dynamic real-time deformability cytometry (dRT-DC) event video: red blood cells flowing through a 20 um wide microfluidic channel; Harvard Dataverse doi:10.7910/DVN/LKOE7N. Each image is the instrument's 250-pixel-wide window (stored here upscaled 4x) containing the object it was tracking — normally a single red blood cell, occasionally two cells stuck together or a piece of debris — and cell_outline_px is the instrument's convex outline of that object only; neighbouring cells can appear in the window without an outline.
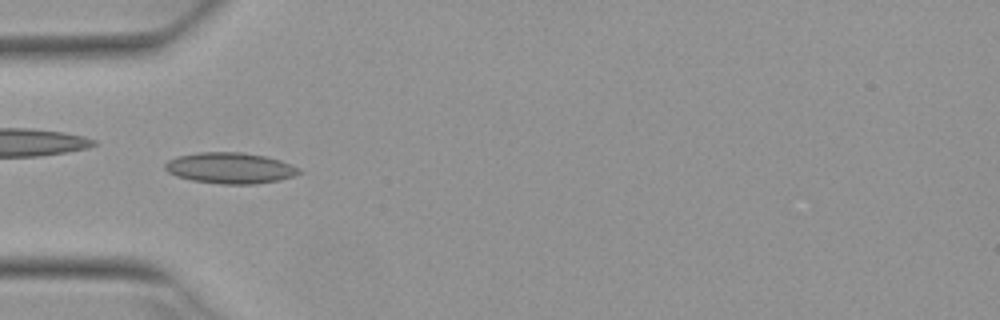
{"species": "Egyptian fruit bat (a non-hibernating species)", "species_latin": "Rousettus aegyptiacus", "temperature_condition": "warm", "stored_images_in_passage": 4, "camera_frame_rate_fps": 3000, "um_per_image_px": 0.085, "animal": {"sex": "female"}, "frame": {"image": 1, "passage_image": 4, "time_ms": 1.0, "image_size_px": [1000, 320], "cell_outline_px": [[304, 172], [280, 180], [252, 184], [220, 184], [192, 180], [176, 176], [168, 172], [164, 168], [164, 164], [168, 160], [176, 156], [196, 152], [244, 152], [264, 156], [280, 160], [300, 168]], "centroid_in_image_um": [19.55, 14.28], "position_along_channel_um": 65.5, "area_um2": 24.33}}